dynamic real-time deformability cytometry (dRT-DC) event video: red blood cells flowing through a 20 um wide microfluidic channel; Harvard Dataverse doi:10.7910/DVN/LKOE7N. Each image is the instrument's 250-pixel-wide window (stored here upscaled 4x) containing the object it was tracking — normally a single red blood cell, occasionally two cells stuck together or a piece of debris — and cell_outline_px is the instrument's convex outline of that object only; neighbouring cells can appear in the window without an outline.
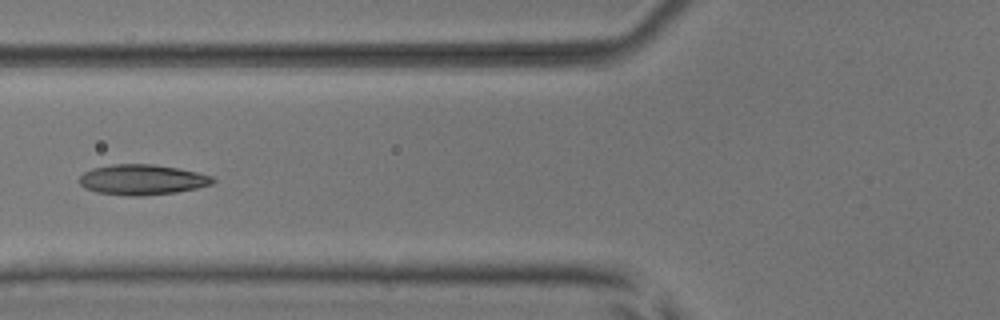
{"species": "common noctule bat (a hibernating species)", "species_latin": "Nyctalus noctula", "temperature_condition": "room temperature", "stored_images_in_passage": 6, "camera_frame_rate_fps": 3000, "um_per_image_px": 0.085, "animal": {"sex": "male", "body_mass_g": 17.9, "forearm_length_mm": 54.2}, "frame": {"image": 1, "passage_image": 6, "time_ms": 6.667, "image_size_px": [1000, 320], "cell_outline_px": [[216, 180], [212, 184], [196, 188], [176, 192], [140, 196], [128, 196], [96, 192], [84, 188], [80, 184], [80, 176], [84, 172], [92, 168], [112, 164], [152, 164], [180, 168], [212, 176]], "centroid_in_image_um": [12.07, 15.27], "position_along_channel_um": 113.7, "area_um2": 23.64}}